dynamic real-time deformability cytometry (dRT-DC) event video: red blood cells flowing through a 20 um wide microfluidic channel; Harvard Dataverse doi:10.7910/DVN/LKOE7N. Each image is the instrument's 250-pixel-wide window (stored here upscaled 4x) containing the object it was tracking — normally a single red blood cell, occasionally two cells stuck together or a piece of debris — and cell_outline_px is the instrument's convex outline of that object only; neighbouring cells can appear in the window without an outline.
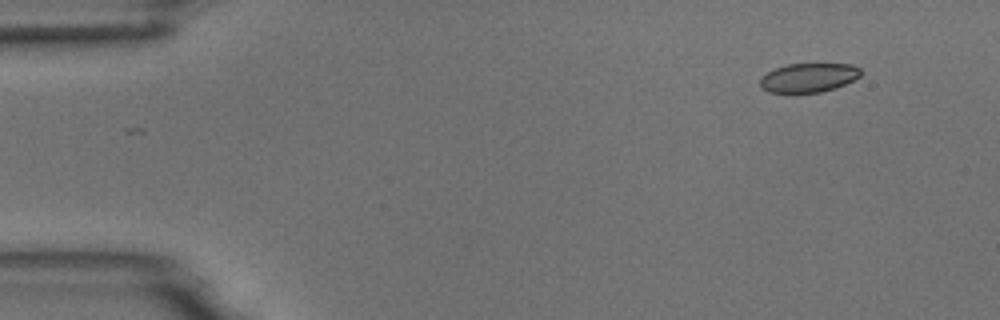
{"species": "common noctule bat (a hibernating species)", "species_latin": "Nyctalus noctula", "temperature_condition": "room temperature", "stored_images_in_passage": 4, "camera_frame_rate_fps": 3000, "um_per_image_px": 0.085, "animal": {"sex": "male", "body_mass_g": 18.8}, "frame": {"image": 1, "passage_image": 1, "time_ms": 0.0, "image_size_px": [1000, 320], "cell_outline_px": [[860, 76], [844, 84], [820, 92], [792, 96], [768, 92], [760, 88], [760, 76], [776, 68], [788, 64], [852, 64], [860, 68]], "centroid_in_image_um": [68.63, 6.65], "position_along_channel_um": 16.4, "area_um2": 17.57}}
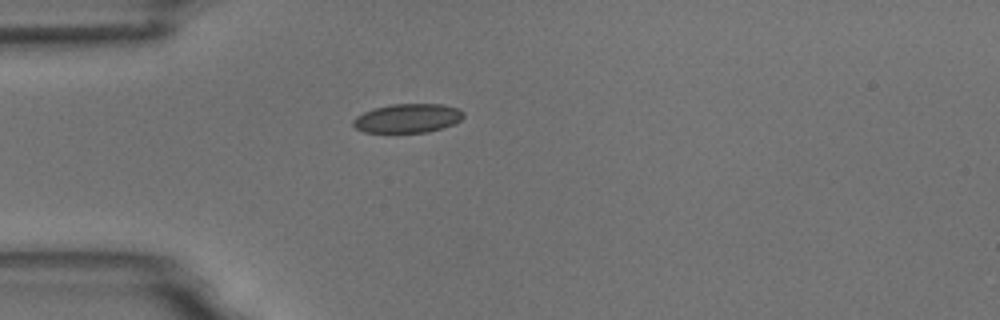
{"frame": {"image": 2, "passage_image": 4, "time_ms": 3.333, "image_size_px": [1000, 320], "cell_outline_px": [[464, 116], [460, 120], [452, 124], [428, 132], [364, 132], [356, 128], [352, 124], [352, 120], [356, 116], [372, 108], [392, 104], [440, 104], [460, 108], [464, 112]], "centroid_in_image_um": [34.63, 10.04], "position_along_channel_um": 50.4, "area_um2": 18.61}}